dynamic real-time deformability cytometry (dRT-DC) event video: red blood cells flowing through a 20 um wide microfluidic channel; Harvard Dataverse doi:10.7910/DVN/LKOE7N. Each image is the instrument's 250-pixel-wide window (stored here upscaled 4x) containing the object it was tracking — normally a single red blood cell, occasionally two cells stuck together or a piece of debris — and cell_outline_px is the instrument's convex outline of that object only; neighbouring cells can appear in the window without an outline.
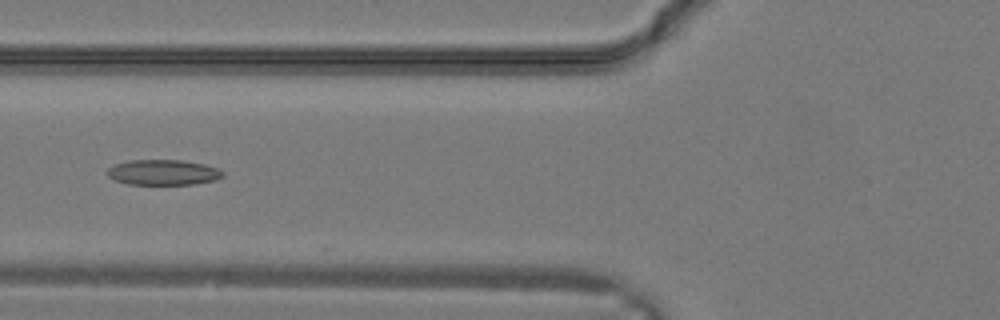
{"species": "common noctule bat (a hibernating species)", "species_latin": "Nyctalus noctula", "temperature_condition": "warm", "stored_images_in_passage": 17, "camera_frame_rate_fps": 3000, "um_per_image_px": 0.085, "animal": {"sex": "male", "body_mass_g": 19.2, "forearm_length_mm": 51.8}, "frame": {"image": 1, "passage_image": 12, "time_ms": 3.667, "image_size_px": [1000, 320], "cell_outline_px": [[224, 176], [216, 180], [192, 184], [128, 184], [116, 180], [108, 176], [108, 168], [116, 164], [128, 160], [180, 160], [204, 164], [216, 168], [224, 172]], "centroid_in_image_um": [13.89, 14.65], "position_along_channel_um": 111.9, "area_um2": 16.94}}
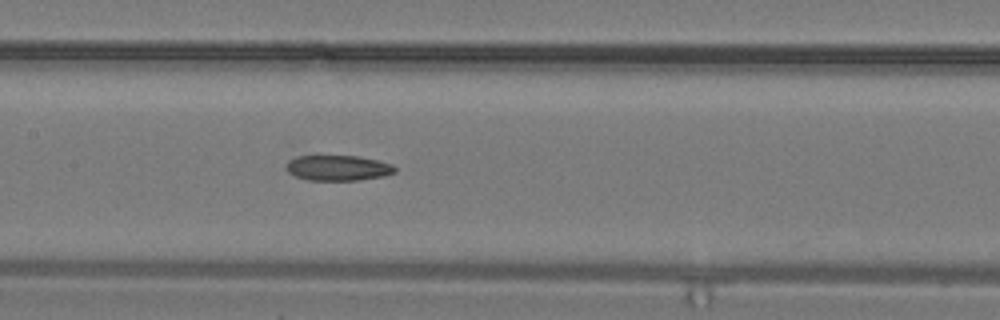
{"frame": {"image": 2, "passage_image": 15, "time_ms": 4.667, "image_size_px": [1000, 320], "cell_outline_px": [[396, 172], [384, 176], [360, 180], [308, 180], [296, 176], [288, 172], [288, 160], [296, 156], [356, 156], [376, 160], [392, 164], [396, 168]], "centroid_in_image_um": [28.76, 14.28], "position_along_channel_um": 178.6, "area_um2": 15.95}}
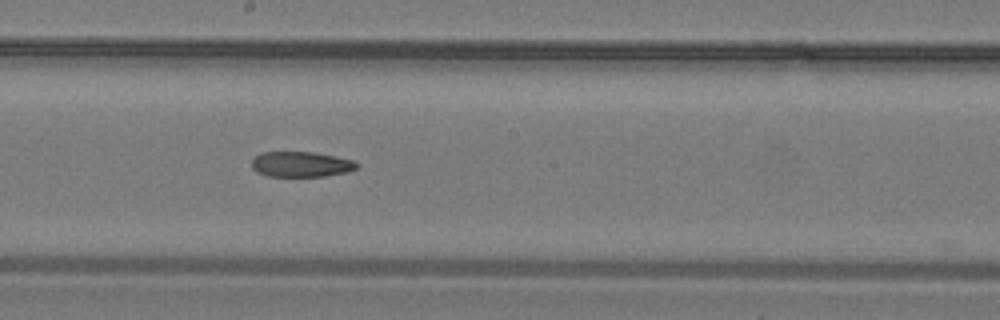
{"frame": {"image": 3, "passage_image": 17, "time_ms": 5.333, "image_size_px": [1000, 320], "cell_outline_px": [[360, 164], [356, 168], [348, 172], [324, 176], [268, 176], [256, 172], [252, 168], [252, 160], [260, 152], [312, 152], [336, 156], [352, 160]], "centroid_in_image_um": [25.59, 13.96], "position_along_channel_um": 222.6, "area_um2": 15.55}}